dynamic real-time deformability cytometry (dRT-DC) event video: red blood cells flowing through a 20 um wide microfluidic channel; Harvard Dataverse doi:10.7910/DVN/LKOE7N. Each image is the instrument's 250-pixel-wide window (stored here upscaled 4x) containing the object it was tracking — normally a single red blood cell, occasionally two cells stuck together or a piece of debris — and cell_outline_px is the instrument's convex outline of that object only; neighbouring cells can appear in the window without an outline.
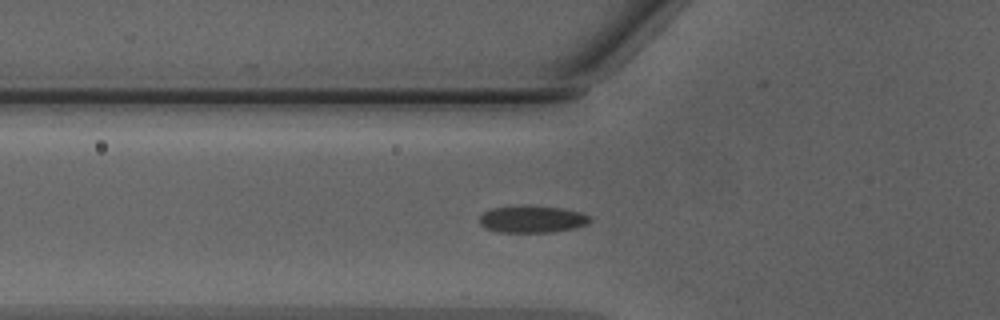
{"species": "Egyptian fruit bat (a non-hibernating species)", "species_latin": "Rousettus aegyptiacus", "temperature_condition": "warm", "stored_images_in_passage": 40, "camera_frame_rate_fps": 3000, "um_per_image_px": 0.085, "animal": {"sex": "male"}, "frame": {"image": 1, "passage_image": 8, "time_ms": 2.333, "image_size_px": [1000, 320], "cell_outline_px": [[592, 220], [588, 224], [576, 228], [552, 232], [500, 232], [488, 228], [480, 224], [480, 216], [484, 212], [492, 208], [524, 204], [564, 208], [580, 212], [592, 216]], "centroid_in_image_um": [45.3, 18.61], "position_along_channel_um": 80.5, "area_um2": 17.74}}
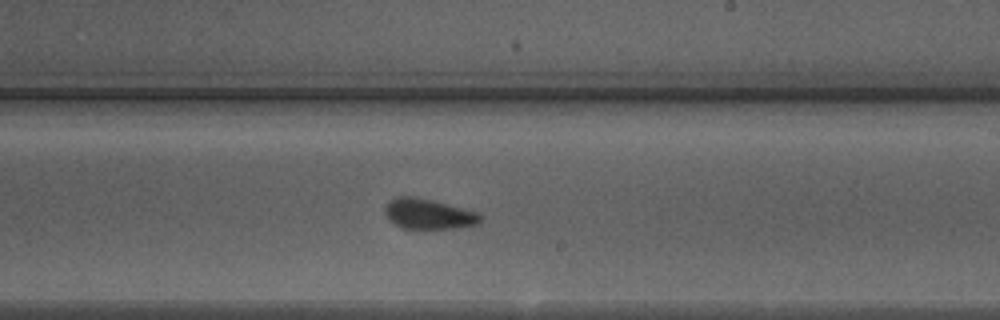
{"frame": {"image": 2, "passage_image": 20, "time_ms": 6.333, "image_size_px": [1000, 320], "cell_outline_px": [[480, 220], [476, 224], [460, 228], [420, 232], [404, 228], [392, 224], [388, 220], [384, 212], [384, 208], [388, 200], [396, 196], [416, 196], [480, 212]], "centroid_in_image_um": [36.37, 18.23], "position_along_channel_um": 252.6, "area_um2": 17.86}}
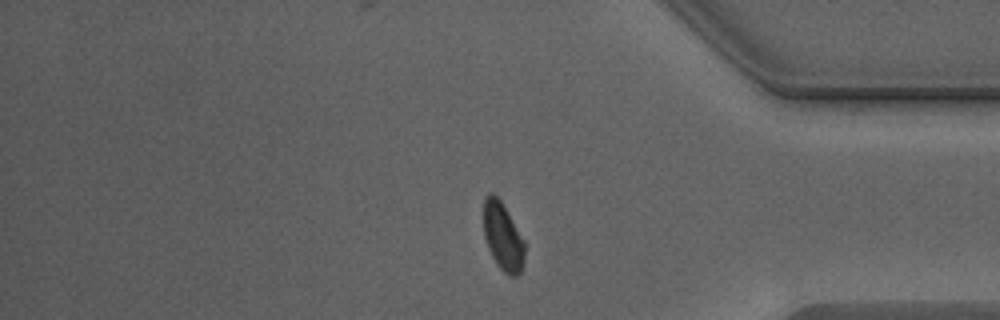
{"frame": {"image": 3, "passage_image": 31, "time_ms": 10.0, "image_size_px": [1000, 320], "cell_outline_px": [[524, 264], [520, 272], [516, 276], [508, 276], [496, 264], [488, 248], [484, 236], [484, 200], [492, 192], [500, 200], [524, 240]], "centroid_in_image_um": [42.75, 20.16], "position_along_channel_um": 392.5, "area_um2": 16.01}, "authors_computed_cell_mechanics": {"area_um2": 16.8198, "velocity_mm_per_s": 4.3053, "shape_relaxation_time_tau1_ms": 2.2355, "shape_relaxation_time_tau2_ms": 0.9536, "deformation_change_tau1": 0.078, "deformation_change_tau2": 0.0614}}